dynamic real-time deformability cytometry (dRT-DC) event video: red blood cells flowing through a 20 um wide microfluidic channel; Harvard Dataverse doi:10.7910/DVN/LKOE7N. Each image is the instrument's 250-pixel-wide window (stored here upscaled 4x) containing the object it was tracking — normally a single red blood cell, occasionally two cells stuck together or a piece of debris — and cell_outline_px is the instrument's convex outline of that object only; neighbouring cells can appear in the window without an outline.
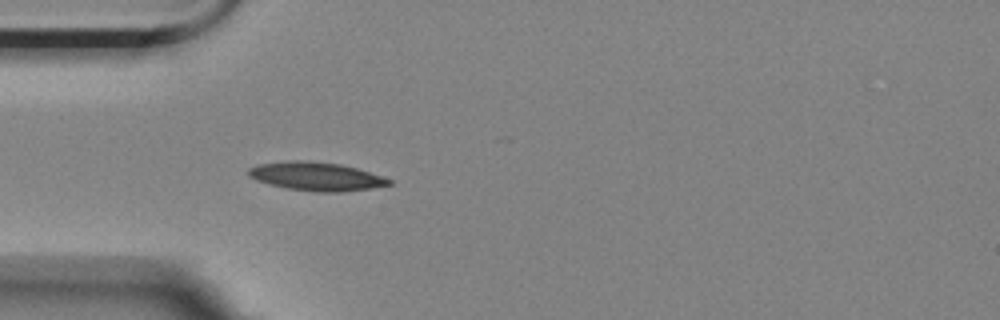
{"species": "Egyptian fruit bat (a non-hibernating species)", "species_latin": "Rousettus aegyptiacus", "temperature_condition": "room temperature", "stored_images_in_passage": 20, "camera_frame_rate_fps": 3000, "um_per_image_px": 0.085, "animal": {"sex": "female"}, "frame": {"image": 1, "passage_image": 1, "time_ms": 0.0, "image_size_px": [1000, 320], "cell_outline_px": [[392, 184], [372, 188], [340, 192], [316, 192], [288, 188], [268, 184], [256, 180], [248, 176], [248, 168], [260, 164], [292, 160], [300, 160], [340, 164], [356, 168], [392, 180]], "centroid_in_image_um": [26.85, 15.0], "position_along_channel_um": 58.1, "area_um2": 23.12}}
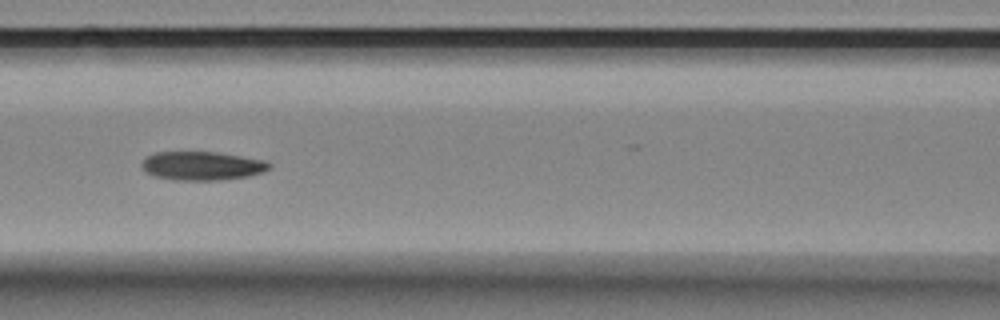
{"frame": {"image": 2, "passage_image": 9, "time_ms": 2.667, "image_size_px": [1000, 320], "cell_outline_px": [[272, 168], [248, 176], [220, 180], [176, 180], [152, 176], [140, 164], [144, 156], [156, 152], [216, 152], [264, 160], [272, 164]], "centroid_in_image_um": [17.15, 14.09], "position_along_channel_um": 149.5, "area_um2": 21.33}}
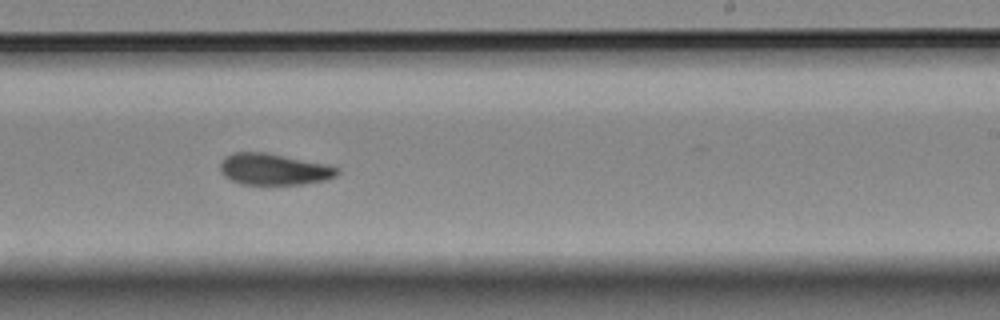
{"frame": {"image": 3, "passage_image": 19, "time_ms": 6.0, "image_size_px": [1000, 320], "cell_outline_px": [[340, 172], [336, 176], [324, 180], [304, 184], [240, 184], [224, 176], [220, 172], [220, 160], [224, 156], [232, 152], [268, 152], [324, 164], [340, 168]], "centroid_in_image_um": [23.23, 14.38], "position_along_channel_um": 265.8, "area_um2": 21.56}}